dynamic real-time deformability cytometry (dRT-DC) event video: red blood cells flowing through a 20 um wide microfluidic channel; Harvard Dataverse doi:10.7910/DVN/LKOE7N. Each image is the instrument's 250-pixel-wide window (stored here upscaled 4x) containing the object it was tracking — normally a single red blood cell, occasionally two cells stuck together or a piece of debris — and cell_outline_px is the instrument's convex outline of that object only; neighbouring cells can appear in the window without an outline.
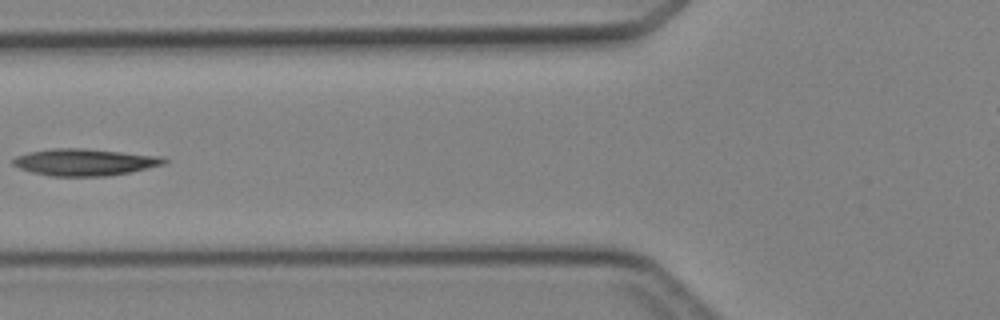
{"species": "Egyptian fruit bat (a non-hibernating species)", "species_latin": "Rousettus aegyptiacus", "temperature_condition": "cold", "stored_images_in_passage": 6, "camera_frame_rate_fps": 3000, "um_per_image_px": 0.085, "animal": {"sex": "female"}, "frame": {"image": 1, "passage_image": 6, "time_ms": 6.0, "image_size_px": [1000, 320], "cell_outline_px": [[168, 160], [164, 164], [132, 172], [108, 176], [52, 176], [32, 172], [20, 168], [12, 164], [12, 160], [16, 156], [28, 152], [52, 148], [84, 148], [164, 156]], "centroid_in_image_um": [7.23, 13.78], "position_along_channel_um": 118.6, "area_um2": 23.81}}